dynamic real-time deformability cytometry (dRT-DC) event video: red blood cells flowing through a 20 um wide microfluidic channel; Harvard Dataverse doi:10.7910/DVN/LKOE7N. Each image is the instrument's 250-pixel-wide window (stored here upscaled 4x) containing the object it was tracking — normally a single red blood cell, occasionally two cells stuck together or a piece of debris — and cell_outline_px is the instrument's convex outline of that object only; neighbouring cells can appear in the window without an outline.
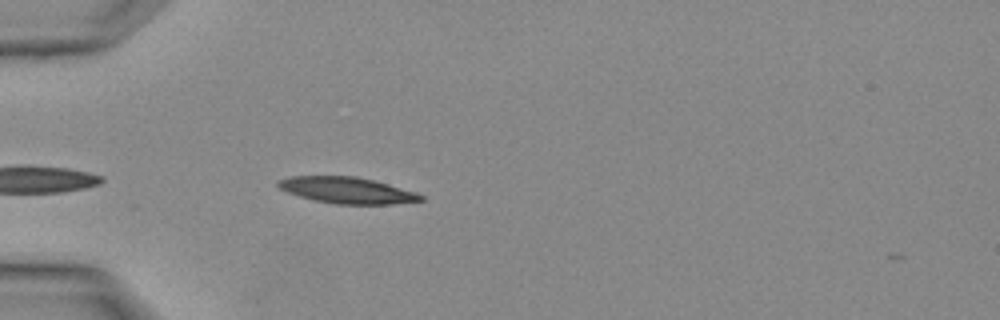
{"species": "Egyptian fruit bat (a non-hibernating species)", "species_latin": "Rousettus aegyptiacus", "temperature_condition": "warm", "stored_images_in_passage": 2, "camera_frame_rate_fps": 3000, "um_per_image_px": 0.085, "animal": {"sex": "female"}, "frame": {"image": 1, "passage_image": 2, "time_ms": 0.333, "image_size_px": [1000, 320], "cell_outline_px": [[424, 200], [392, 204], [336, 204], [316, 200], [300, 196], [288, 192], [280, 188], [276, 184], [276, 180], [288, 176], [356, 176], [388, 184], [416, 192], [424, 196]], "centroid_in_image_um": [29.48, 16.16], "position_along_channel_um": 55.5, "area_um2": 21.73}}